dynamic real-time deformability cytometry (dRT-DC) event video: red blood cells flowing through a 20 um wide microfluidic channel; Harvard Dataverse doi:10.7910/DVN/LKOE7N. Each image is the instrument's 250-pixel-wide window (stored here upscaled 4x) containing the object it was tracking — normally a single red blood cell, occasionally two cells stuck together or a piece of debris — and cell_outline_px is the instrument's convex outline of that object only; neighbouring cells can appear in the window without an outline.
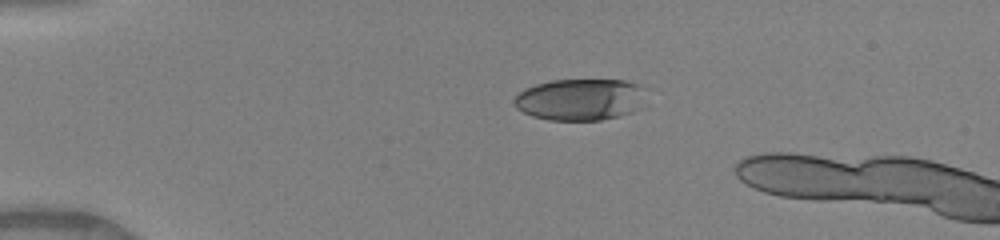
{"species": "human", "species_latin": "Homo sapiens", "temperature_condition": "warm", "stored_images_in_passage": 5, "camera_frame_rate_fps": 3000, "um_per_image_px": 0.085, "donor": {"sex": "female"}, "frame": {"image": 1, "passage_image": 1, "time_ms": 0.0, "image_size_px": [1000, 240], "cell_outline_px": [[640, 108], [632, 112], [600, 120], [548, 120], [532, 116], [516, 108], [512, 100], [524, 88], [536, 84], [552, 80], [624, 80], [636, 84], [640, 88]], "centroid_in_image_um": [49.21, 8.46], "position_along_channel_um": 35.8, "area_um2": 31.56}}